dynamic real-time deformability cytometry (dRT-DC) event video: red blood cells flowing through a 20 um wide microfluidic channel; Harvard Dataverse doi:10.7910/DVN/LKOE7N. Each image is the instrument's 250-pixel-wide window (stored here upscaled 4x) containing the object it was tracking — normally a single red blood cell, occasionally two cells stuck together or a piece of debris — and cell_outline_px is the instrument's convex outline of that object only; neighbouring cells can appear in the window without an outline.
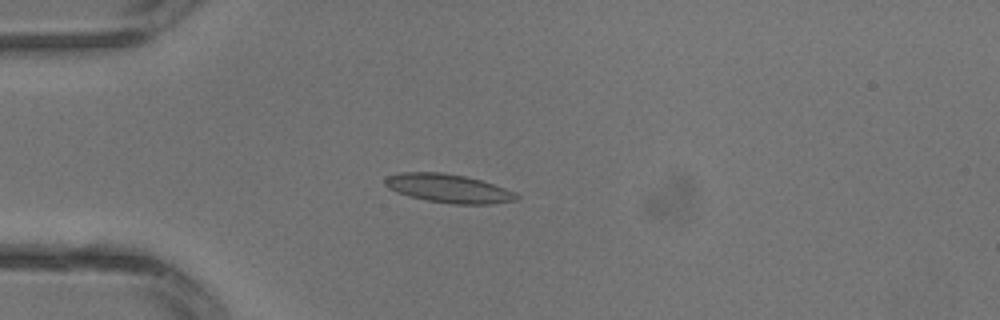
{"species": "common noctule bat (a hibernating species)", "species_latin": "Nyctalus noctula", "temperature_condition": "warm", "stored_images_in_passage": 3, "camera_frame_rate_fps": 3000, "um_per_image_px": 0.085, "animal": {"sex": "male", "body_mass_g": 13.3}, "frame": {"image": 1, "passage_image": 3, "time_ms": 0.667, "image_size_px": [1000, 320], "cell_outline_px": [[520, 196], [516, 200], [492, 204], [452, 204], [428, 200], [408, 196], [396, 192], [388, 188], [384, 184], [384, 176], [400, 172], [440, 172], [464, 176], [480, 180], [516, 192]], "centroid_in_image_um": [38.08, 16.01], "position_along_channel_um": 46.9, "area_um2": 21.96}}